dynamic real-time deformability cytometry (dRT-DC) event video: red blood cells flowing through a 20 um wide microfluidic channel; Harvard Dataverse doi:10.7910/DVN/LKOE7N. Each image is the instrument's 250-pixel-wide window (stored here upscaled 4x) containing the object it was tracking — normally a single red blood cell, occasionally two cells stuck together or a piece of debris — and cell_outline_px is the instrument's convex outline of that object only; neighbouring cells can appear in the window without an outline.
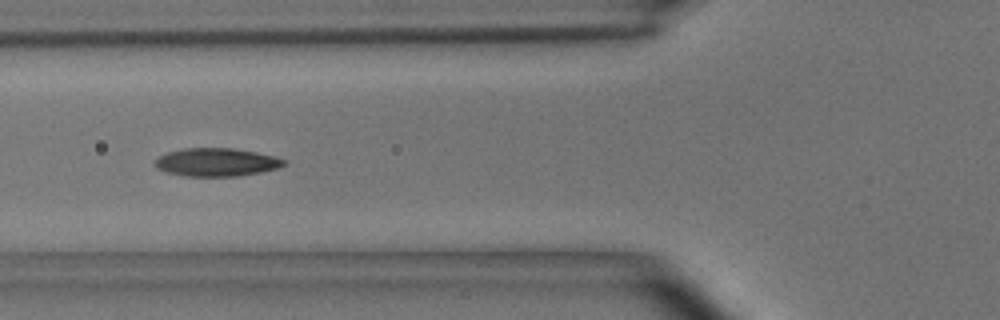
{"species": "common noctule bat (a hibernating species)", "species_latin": "Nyctalus noctula", "temperature_condition": "room temperature", "stored_images_in_passage": 11, "camera_frame_rate_fps": 3000, "um_per_image_px": 0.085, "animal": {"sex": "male", "body_mass_g": 15.6}, "frame": {"image": 1, "passage_image": 7, "time_ms": 2.0, "image_size_px": [1000, 320], "cell_outline_px": [[284, 164], [276, 168], [260, 172], [236, 176], [188, 176], [168, 172], [156, 168], [156, 160], [160, 156], [168, 152], [184, 148], [232, 148], [256, 152], [272, 156], [284, 160]], "centroid_in_image_um": [18.37, 13.78], "position_along_channel_um": 107.4, "area_um2": 20.69}}